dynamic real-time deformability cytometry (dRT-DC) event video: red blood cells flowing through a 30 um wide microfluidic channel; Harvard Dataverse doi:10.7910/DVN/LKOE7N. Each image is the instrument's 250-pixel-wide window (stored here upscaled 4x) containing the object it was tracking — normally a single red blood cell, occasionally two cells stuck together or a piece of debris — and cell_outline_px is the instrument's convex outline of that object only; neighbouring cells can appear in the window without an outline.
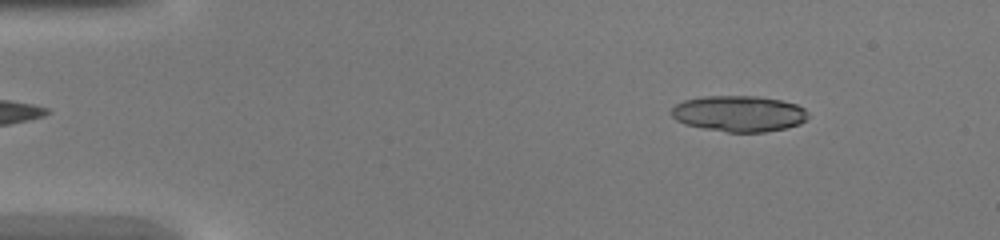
{"species": "common noctule bat (a hibernating species)", "species_latin": "Nyctalus noctula", "temperature_condition": "warm", "stored_images_in_passage": 43, "camera_frame_rate_fps": 3000, "um_per_image_px": 0.085, "animal": {"sex": "female", "body_mass_g": 20.0, "forearm_length_mm": 54.0}, "frame": {"image": 1, "passage_image": 5, "time_ms": 1.333, "image_size_px": [1000, 240], "cell_outline_px": [[808, 116], [800, 124], [784, 128], [764, 132], [728, 132], [704, 128], [684, 124], [676, 120], [672, 116], [672, 108], [676, 104], [684, 100], [704, 96], [756, 96], [780, 100], [796, 104], [804, 108], [808, 112]], "centroid_in_image_um": [62.8, 9.65], "position_along_channel_um": 22.2, "area_um2": 28.55}}
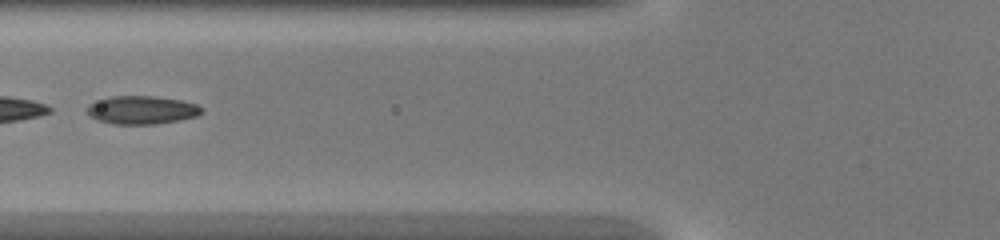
{"frame": {"image": 2, "passage_image": 17, "time_ms": 5.333, "image_size_px": [1000, 240], "cell_outline_px": [[204, 112], [196, 116], [180, 120], [156, 124], [112, 124], [96, 120], [88, 116], [88, 104], [112, 96], [156, 96], [180, 100], [196, 104], [204, 108]], "centroid_in_image_um": [12.07, 9.36], "position_along_channel_um": 113.7, "area_um2": 18.96}}
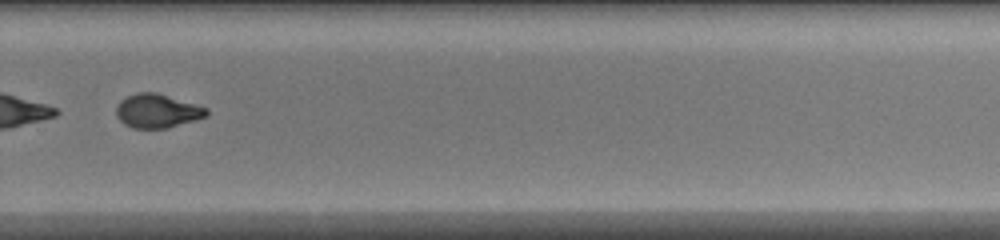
{"frame": {"image": 3, "passage_image": 30, "time_ms": 9.667, "image_size_px": [1000, 240], "cell_outline_px": [[208, 116], [196, 120], [168, 128], [132, 128], [124, 124], [116, 116], [116, 108], [120, 100], [136, 92], [156, 92], [208, 108]], "centroid_in_image_um": [13.37, 9.43], "position_along_channel_um": 316.4, "area_um2": 17.86}}